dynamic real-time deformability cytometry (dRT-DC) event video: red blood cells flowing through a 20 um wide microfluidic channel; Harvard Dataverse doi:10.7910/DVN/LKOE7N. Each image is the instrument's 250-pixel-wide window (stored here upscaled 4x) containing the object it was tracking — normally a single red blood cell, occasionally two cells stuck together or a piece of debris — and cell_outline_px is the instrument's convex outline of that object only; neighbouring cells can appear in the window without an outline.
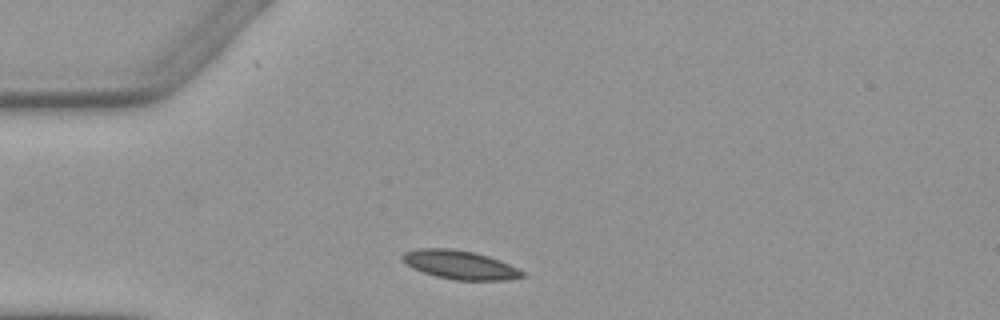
{"species": "Egyptian fruit bat (a non-hibernating species)", "species_latin": "Rousettus aegyptiacus", "temperature_condition": "warm", "stored_images_in_passage": 3, "camera_frame_rate_fps": 3000, "um_per_image_px": 0.085, "animal": {"sex": "female"}, "frame": {"image": 1, "passage_image": 1, "time_ms": 0.0, "image_size_px": [1000, 320], "cell_outline_px": [[524, 276], [508, 280], [456, 280], [436, 276], [412, 268], [400, 256], [404, 252], [420, 248], [452, 248], [476, 252], [500, 260], [524, 272]], "centroid_in_image_um": [39.09, 22.5], "position_along_channel_um": 45.9, "area_um2": 19.94}}
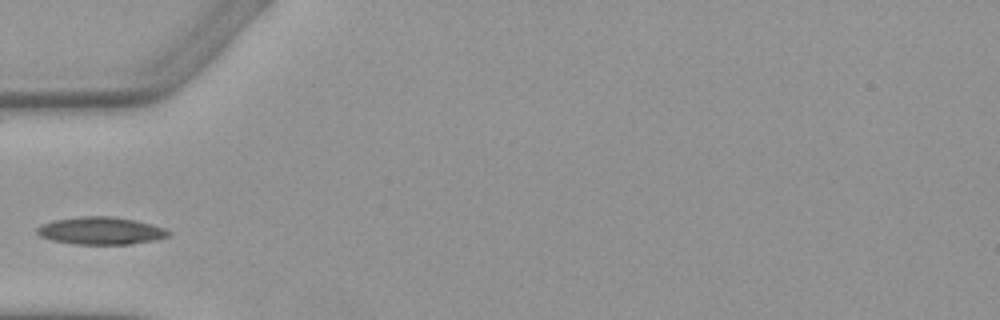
{"frame": {"image": 2, "passage_image": 2, "time_ms": 1.333, "image_size_px": [1000, 320], "cell_outline_px": [[172, 232], [168, 236], [152, 240], [128, 244], [72, 244], [52, 240], [40, 236], [36, 232], [36, 228], [40, 224], [52, 220], [76, 216], [112, 216], [136, 220], [168, 228]], "centroid_in_image_um": [8.55, 19.59], "position_along_channel_um": 76.5, "area_um2": 21.33}}
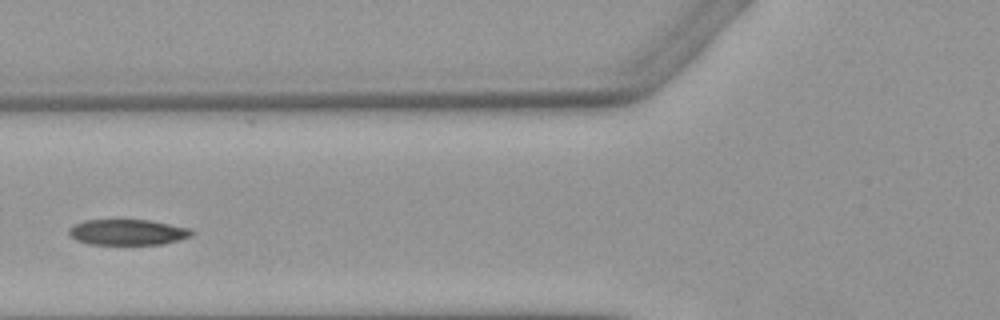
{"frame": {"image": 3, "passage_image": 3, "time_ms": 2.333, "image_size_px": [1000, 320], "cell_outline_px": [[192, 236], [180, 240], [164, 244], [88, 244], [76, 240], [68, 232], [68, 228], [72, 224], [84, 220], [148, 220], [192, 228]], "centroid_in_image_um": [10.85, 19.73], "position_along_channel_um": 115.0, "area_um2": 18.5}}